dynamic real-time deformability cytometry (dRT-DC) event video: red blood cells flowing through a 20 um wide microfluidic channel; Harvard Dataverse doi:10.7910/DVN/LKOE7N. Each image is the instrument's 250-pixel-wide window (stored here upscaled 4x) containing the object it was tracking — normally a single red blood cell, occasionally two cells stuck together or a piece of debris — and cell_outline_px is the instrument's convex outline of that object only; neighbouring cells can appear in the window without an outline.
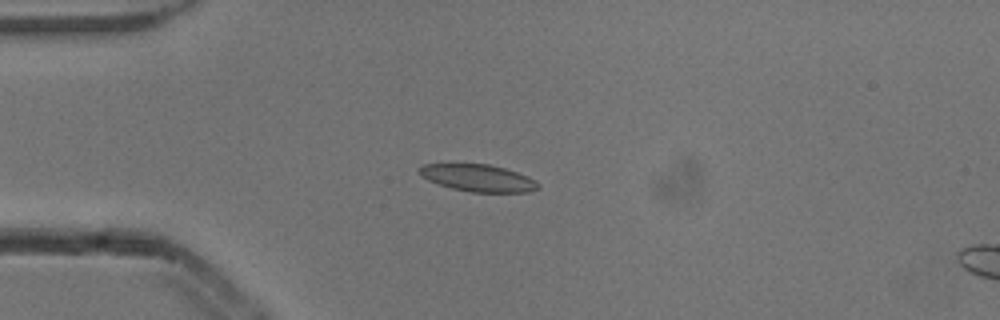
{"species": "common noctule bat (a hibernating species)", "species_latin": "Nyctalus noctula", "temperature_condition": "cold", "stored_images_in_passage": 4, "camera_frame_rate_fps": 3000, "um_per_image_px": 0.085, "animal": {"sex": "male", "body_mass_g": 13.3}, "frame": {"image": 1, "passage_image": 3, "time_ms": 0.667, "image_size_px": [1000, 320], "cell_outline_px": [[540, 188], [532, 192], [472, 192], [452, 188], [428, 180], [420, 176], [416, 172], [424, 164], [488, 164], [504, 168], [528, 176], [536, 180], [540, 184]], "centroid_in_image_um": [40.66, 15.13], "position_along_channel_um": 44.3, "area_um2": 18.79}}